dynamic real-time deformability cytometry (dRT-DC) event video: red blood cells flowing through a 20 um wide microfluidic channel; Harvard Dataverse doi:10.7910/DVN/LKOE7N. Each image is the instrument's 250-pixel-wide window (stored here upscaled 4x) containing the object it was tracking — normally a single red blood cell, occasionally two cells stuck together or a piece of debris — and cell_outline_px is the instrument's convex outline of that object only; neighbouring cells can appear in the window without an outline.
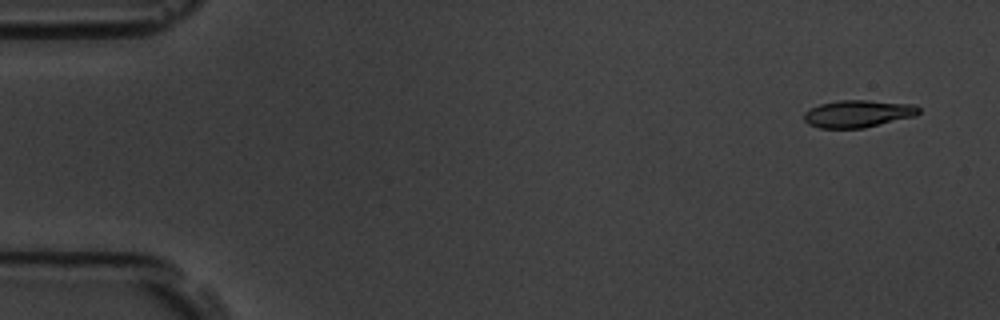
{"species": "common noctule bat (a hibernating species)", "species_latin": "Nyctalus noctula", "temperature_condition": "room temperature", "stored_images_in_passage": 6, "segment_of_instrument_passage": [1, 2], "camera_frame_rate_fps": 3000, "um_per_image_px": 0.085, "animal": {"sex": "male", "body_mass_g": 19.5, "forearm_length_mm": 54.6}, "frame": {"image": 1, "passage_image": 1, "time_ms": 0.0, "image_size_px": [1000, 320], "cell_outline_px": [[920, 112], [916, 116], [864, 128], [820, 128], [808, 124], [804, 120], [804, 112], [820, 104], [840, 100], [868, 100], [916, 104], [920, 108]], "centroid_in_image_um": [72.97, 9.66], "position_along_channel_um": 12.0, "area_um2": 18.38}}
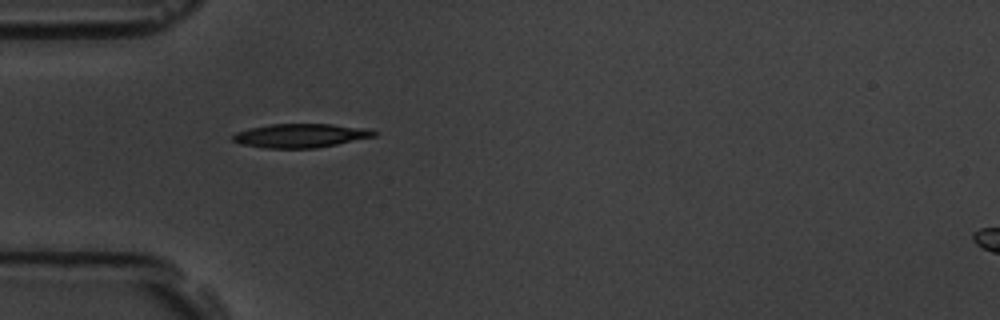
{"frame": {"image": 2, "passage_image": 5, "time_ms": 1.333, "image_size_px": [1000, 320], "cell_outline_px": [[376, 136], [316, 148], [264, 148], [240, 144], [232, 140], [232, 136], [236, 132], [248, 128], [272, 124], [332, 124], [368, 128], [376, 132]], "centroid_in_image_um": [25.52, 11.52], "position_along_channel_um": 59.5, "area_um2": 19.65}}